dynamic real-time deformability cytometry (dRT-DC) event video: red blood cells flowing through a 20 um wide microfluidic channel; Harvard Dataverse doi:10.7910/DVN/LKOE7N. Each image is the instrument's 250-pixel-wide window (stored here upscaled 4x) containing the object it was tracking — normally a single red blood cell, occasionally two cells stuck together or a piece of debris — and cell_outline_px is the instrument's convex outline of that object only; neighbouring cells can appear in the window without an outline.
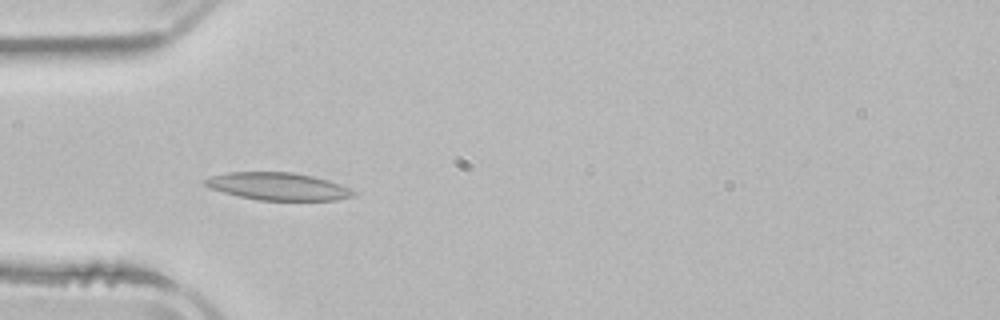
{"species": "common noctule bat (a hibernating species)", "species_latin": "Nyctalus noctula", "temperature_condition": "room temperature", "stored_images_in_passage": 3, "camera_frame_rate_fps": 3000, "um_per_image_px": 0.085, "animal": {"sex": "male", "body_mass_g": 21.5, "forearm_length_mm": 52.0}, "frame": {"image": 1, "passage_image": 3, "time_ms": 3.667, "image_size_px": [1000, 320], "cell_outline_px": [[356, 192], [352, 196], [336, 200], [260, 200], [240, 196], [224, 192], [212, 188], [204, 184], [204, 180], [208, 176], [228, 172], [292, 172], [312, 176], [328, 180], [340, 184]], "centroid_in_image_um": [23.62, 15.83], "position_along_channel_um": 61.4, "area_um2": 23.52}}